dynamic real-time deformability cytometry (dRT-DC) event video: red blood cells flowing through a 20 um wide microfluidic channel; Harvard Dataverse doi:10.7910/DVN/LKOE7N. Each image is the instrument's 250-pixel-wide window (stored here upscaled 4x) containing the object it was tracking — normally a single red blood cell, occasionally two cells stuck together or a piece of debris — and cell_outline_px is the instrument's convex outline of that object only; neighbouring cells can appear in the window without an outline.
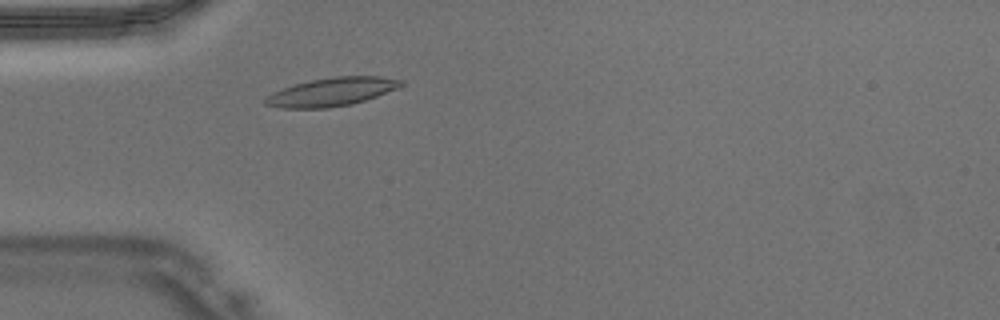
{"species": "Egyptian fruit bat (a non-hibernating species)", "species_latin": "Rousettus aegyptiacus", "temperature_condition": "warm", "stored_images_in_passage": 40, "camera_frame_rate_fps": 3000, "um_per_image_px": 0.085, "animal": {"sex": "male"}, "frame": {"image": 1, "passage_image": 7, "time_ms": 2.0, "image_size_px": [1000, 320], "cell_outline_px": [[404, 84], [396, 88], [376, 96], [352, 104], [328, 108], [280, 108], [264, 104], [264, 100], [272, 92], [296, 84], [312, 80], [332, 76], [380, 76], [404, 80]], "centroid_in_image_um": [28.19, 7.81], "position_along_channel_um": 56.8, "area_um2": 22.25}}
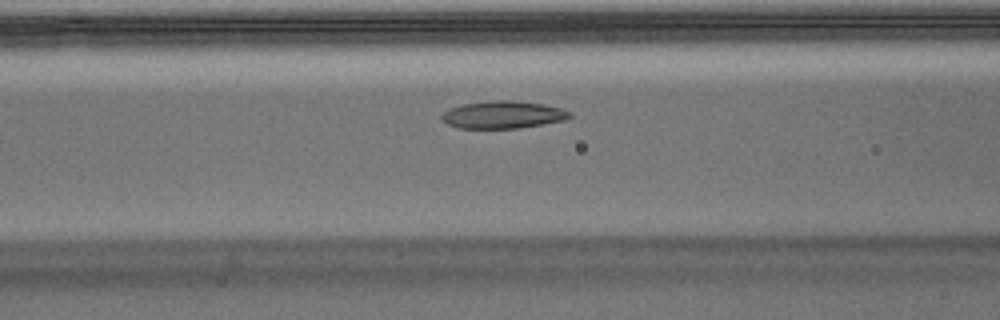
{"frame": {"image": 2, "passage_image": 12, "time_ms": 3.667, "image_size_px": [1000, 320], "cell_outline_px": [[572, 116], [564, 120], [520, 128], [460, 128], [448, 124], [440, 116], [448, 108], [464, 104], [492, 100], [512, 100], [544, 104], [560, 108], [572, 112]], "centroid_in_image_um": [42.77, 9.74], "position_along_channel_um": 123.8, "area_um2": 20.4}}